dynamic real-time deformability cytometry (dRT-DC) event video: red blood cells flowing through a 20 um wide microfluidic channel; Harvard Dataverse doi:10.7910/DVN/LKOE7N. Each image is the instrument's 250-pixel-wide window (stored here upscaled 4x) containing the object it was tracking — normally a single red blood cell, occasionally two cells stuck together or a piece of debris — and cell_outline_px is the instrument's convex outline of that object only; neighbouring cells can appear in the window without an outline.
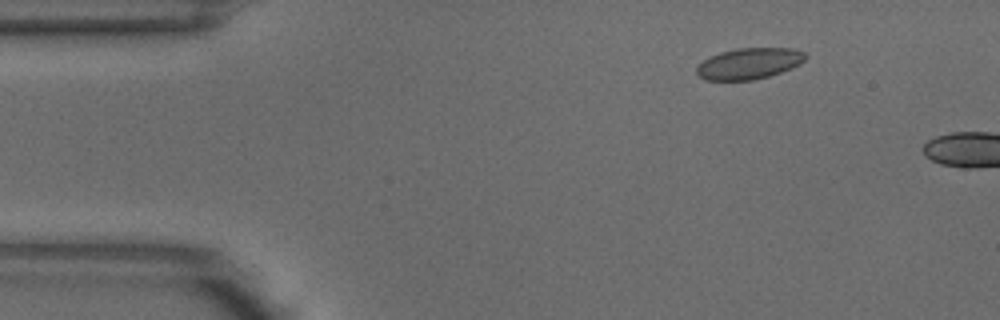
{"species": "common noctule bat (a hibernating species)", "species_latin": "Nyctalus noctula", "temperature_condition": "warm", "stored_images_in_passage": 3, "camera_frame_rate_fps": 3000, "um_per_image_px": 0.085, "animal": {"sex": "male", "body_mass_g": 18.8}, "frame": {"image": 1, "passage_image": 2, "time_ms": 0.333, "image_size_px": [1000, 320], "cell_outline_px": [[808, 56], [800, 64], [792, 68], [768, 76], [752, 80], [704, 80], [696, 72], [696, 68], [704, 60], [720, 52], [736, 48], [792, 48], [804, 52]], "centroid_in_image_um": [63.69, 5.39], "position_along_channel_um": 21.3, "area_um2": 19.65}}